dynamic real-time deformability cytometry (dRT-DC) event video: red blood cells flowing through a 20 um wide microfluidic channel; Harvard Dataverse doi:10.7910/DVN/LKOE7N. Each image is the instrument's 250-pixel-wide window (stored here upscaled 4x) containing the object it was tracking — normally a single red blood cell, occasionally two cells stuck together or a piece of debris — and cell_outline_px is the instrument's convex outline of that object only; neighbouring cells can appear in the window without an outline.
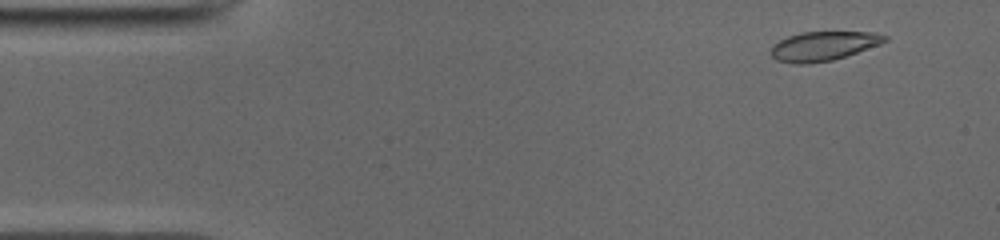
{"species": "common noctule bat (a hibernating species)", "species_latin": "Nyctalus noctula", "temperature_condition": "cold", "stored_images_in_passage": 50, "camera_frame_rate_fps": 3000, "um_per_image_px": 0.085, "animal": {"sex": "male", "body_mass_g": 19.0, "forearm_length_mm": 50.8}, "frame": {"image": 1, "passage_image": 4, "time_ms": 1.0, "image_size_px": [1000, 240], "cell_outline_px": [[888, 40], [880, 44], [832, 60], [808, 64], [792, 64], [776, 60], [772, 56], [772, 44], [788, 36], [800, 32], [876, 32], [888, 36]], "centroid_in_image_um": [69.97, 3.91], "position_along_channel_um": 15.0, "area_um2": 19.36}}
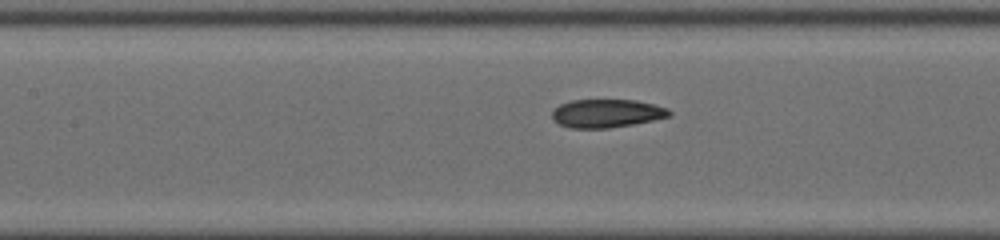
{"frame": {"image": 2, "passage_image": 22, "time_ms": 7.0, "image_size_px": [1000, 240], "cell_outline_px": [[672, 116], [632, 124], [608, 128], [572, 128], [560, 124], [552, 120], [552, 108], [560, 104], [572, 100], [636, 100], [668, 108], [672, 112]], "centroid_in_image_um": [51.55, 9.63], "position_along_channel_um": 155.9, "area_um2": 19.36}}
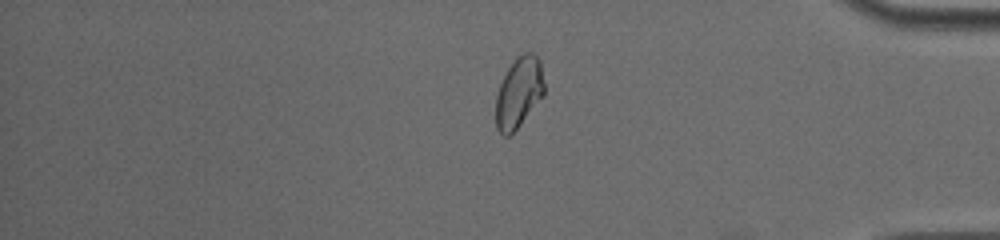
{"frame": {"image": 3, "passage_image": 42, "time_ms": 13.667, "image_size_px": [1000, 240], "cell_outline_px": [[544, 96], [516, 128], [508, 136], [500, 136], [496, 128], [496, 96], [500, 84], [508, 68], [516, 56], [524, 52], [532, 52], [540, 60], [544, 84]], "centroid_in_image_um": [44.1, 7.85], "position_along_channel_um": 391.1, "area_um2": 19.94}, "authors_computed_cell_mechanics": {"area_um2": 19.7098, "velocity_mm_per_s": 3.9344, "shape_relaxation_time_tau1_ms": null, "shape_relaxation_time_tau2_ms": 2.0135, "deformation_change_tau1": null, "deformation_change_tau2": 0.0666}}